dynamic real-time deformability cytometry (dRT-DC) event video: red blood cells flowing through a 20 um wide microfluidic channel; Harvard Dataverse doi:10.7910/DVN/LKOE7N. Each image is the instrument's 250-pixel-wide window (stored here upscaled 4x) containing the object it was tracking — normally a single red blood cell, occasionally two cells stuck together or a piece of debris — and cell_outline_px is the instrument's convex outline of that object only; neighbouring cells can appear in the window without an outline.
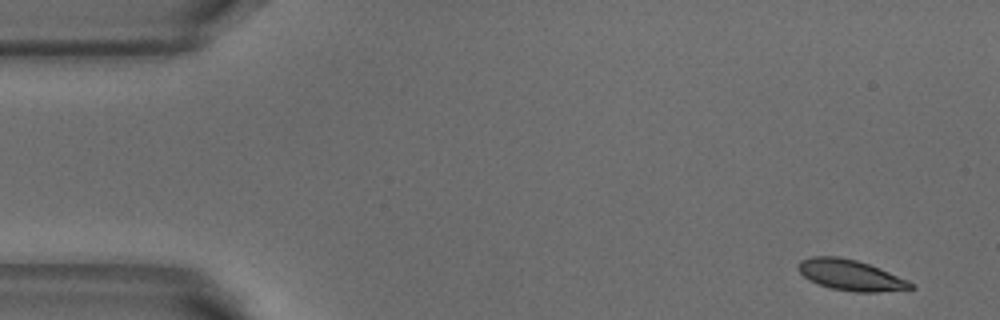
{"species": "common noctule bat (a hibernating species)", "species_latin": "Nyctalus noctula", "temperature_condition": "warm", "stored_images_in_passage": 4, "camera_frame_rate_fps": 3000, "um_per_image_px": 0.085, "animal": {"sex": "male", "body_mass_g": 18.8}, "frame": {"image": 1, "passage_image": 1, "time_ms": 0.0, "image_size_px": [1000, 320], "cell_outline_px": [[916, 288], [876, 292], [856, 292], [832, 288], [808, 280], [796, 268], [800, 260], [812, 256], [836, 256], [856, 260], [880, 268], [908, 280], [916, 284]], "centroid_in_image_um": [72.31, 23.38], "position_along_channel_um": 12.7, "area_um2": 20.11}}
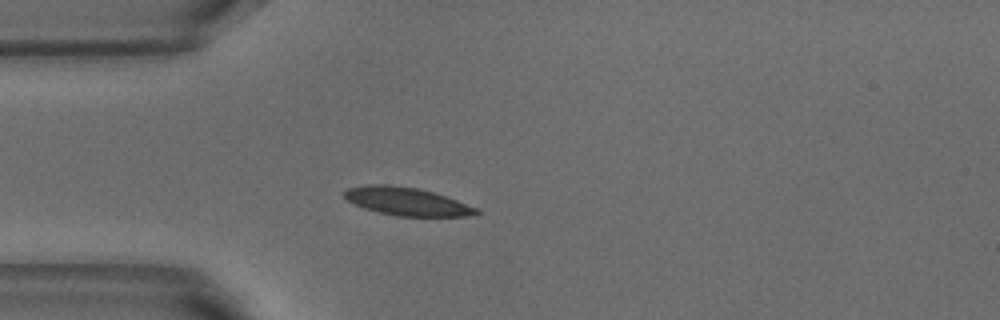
{"frame": {"image": 2, "passage_image": 4, "time_ms": 1.0, "image_size_px": [1000, 320], "cell_outline_px": [[480, 212], [476, 216], [396, 216], [364, 208], [348, 200], [344, 196], [344, 192], [348, 188], [364, 184], [388, 184], [416, 188], [432, 192], [456, 200], [476, 208]], "centroid_in_image_um": [34.56, 17.12], "position_along_channel_um": 50.4, "area_um2": 21.33}}